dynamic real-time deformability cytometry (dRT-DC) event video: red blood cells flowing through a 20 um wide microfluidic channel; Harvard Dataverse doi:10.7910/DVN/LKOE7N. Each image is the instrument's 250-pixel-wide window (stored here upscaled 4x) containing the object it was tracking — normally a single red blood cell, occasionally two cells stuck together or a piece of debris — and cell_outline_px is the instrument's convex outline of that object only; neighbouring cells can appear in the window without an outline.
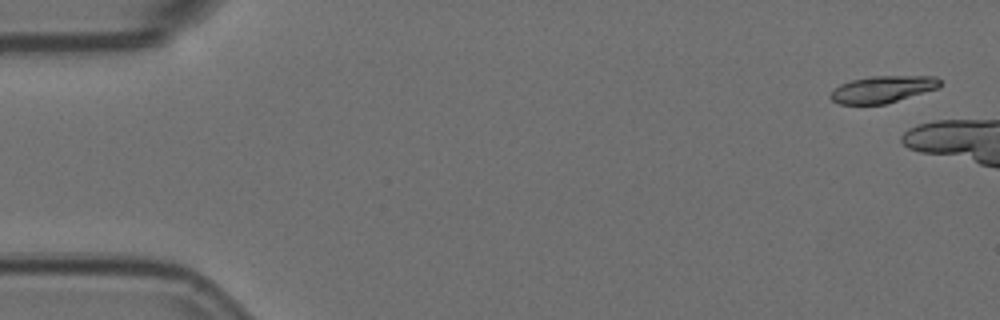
{"species": "Egyptian fruit bat (a non-hibernating species)", "species_latin": "Rousettus aegyptiacus", "temperature_condition": "room temperature", "stored_images_in_passage": 3, "camera_frame_rate_fps": 3000, "um_per_image_px": 0.085, "animal": {"sex": "female"}, "frame": {"image": 1, "passage_image": 1, "time_ms": 0.0, "image_size_px": [1000, 320], "cell_outline_px": [[940, 88], [884, 104], [840, 104], [832, 100], [828, 96], [840, 84], [852, 80], [868, 76], [936, 76], [940, 80]], "centroid_in_image_um": [75.04, 7.58], "position_along_channel_um": 10.0, "area_um2": 17.11}}